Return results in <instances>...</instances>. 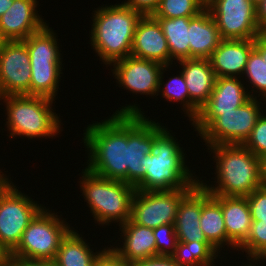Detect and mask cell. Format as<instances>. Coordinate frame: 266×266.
Instances as JSON below:
<instances>
[{
  "mask_svg": "<svg viewBox=\"0 0 266 266\" xmlns=\"http://www.w3.org/2000/svg\"><path fill=\"white\" fill-rule=\"evenodd\" d=\"M189 92V121H194L213 92L216 75L209 59L188 58L177 61Z\"/></svg>",
  "mask_w": 266,
  "mask_h": 266,
  "instance_id": "5bb4252c",
  "label": "cell"
},
{
  "mask_svg": "<svg viewBox=\"0 0 266 266\" xmlns=\"http://www.w3.org/2000/svg\"><path fill=\"white\" fill-rule=\"evenodd\" d=\"M241 80L239 77L216 78L213 92L199 113H228L247 102L251 98L249 85L244 86Z\"/></svg>",
  "mask_w": 266,
  "mask_h": 266,
  "instance_id": "ffe728a7",
  "label": "cell"
},
{
  "mask_svg": "<svg viewBox=\"0 0 266 266\" xmlns=\"http://www.w3.org/2000/svg\"><path fill=\"white\" fill-rule=\"evenodd\" d=\"M5 103L6 127L9 138L23 136L29 139L56 137L62 127L61 120L51 106L53 99L33 95H11L0 97Z\"/></svg>",
  "mask_w": 266,
  "mask_h": 266,
  "instance_id": "8992f818",
  "label": "cell"
},
{
  "mask_svg": "<svg viewBox=\"0 0 266 266\" xmlns=\"http://www.w3.org/2000/svg\"><path fill=\"white\" fill-rule=\"evenodd\" d=\"M254 48L261 54L266 62V32H261L254 39Z\"/></svg>",
  "mask_w": 266,
  "mask_h": 266,
  "instance_id": "60d3db41",
  "label": "cell"
},
{
  "mask_svg": "<svg viewBox=\"0 0 266 266\" xmlns=\"http://www.w3.org/2000/svg\"><path fill=\"white\" fill-rule=\"evenodd\" d=\"M8 42V40L4 37L1 29H0V50L3 48V46Z\"/></svg>",
  "mask_w": 266,
  "mask_h": 266,
  "instance_id": "bcb514c9",
  "label": "cell"
},
{
  "mask_svg": "<svg viewBox=\"0 0 266 266\" xmlns=\"http://www.w3.org/2000/svg\"><path fill=\"white\" fill-rule=\"evenodd\" d=\"M251 97L240 107L228 113H199L191 122L194 131L208 146L243 145L251 135L258 118L262 115L263 103ZM261 104V105H260Z\"/></svg>",
  "mask_w": 266,
  "mask_h": 266,
  "instance_id": "52a82bcc",
  "label": "cell"
},
{
  "mask_svg": "<svg viewBox=\"0 0 266 266\" xmlns=\"http://www.w3.org/2000/svg\"><path fill=\"white\" fill-rule=\"evenodd\" d=\"M38 3L37 0H14L0 17V29L8 41H23L47 25L36 9Z\"/></svg>",
  "mask_w": 266,
  "mask_h": 266,
  "instance_id": "2e32d148",
  "label": "cell"
},
{
  "mask_svg": "<svg viewBox=\"0 0 266 266\" xmlns=\"http://www.w3.org/2000/svg\"><path fill=\"white\" fill-rule=\"evenodd\" d=\"M119 227L123 246L116 245L115 248L110 245L119 257L129 263L156 257V241L152 228L138 225L131 219Z\"/></svg>",
  "mask_w": 266,
  "mask_h": 266,
  "instance_id": "ac0fdd59",
  "label": "cell"
},
{
  "mask_svg": "<svg viewBox=\"0 0 266 266\" xmlns=\"http://www.w3.org/2000/svg\"><path fill=\"white\" fill-rule=\"evenodd\" d=\"M243 145L262 161L266 159V114L262 112Z\"/></svg>",
  "mask_w": 266,
  "mask_h": 266,
  "instance_id": "836d02e7",
  "label": "cell"
},
{
  "mask_svg": "<svg viewBox=\"0 0 266 266\" xmlns=\"http://www.w3.org/2000/svg\"><path fill=\"white\" fill-rule=\"evenodd\" d=\"M213 154L217 184L199 183L211 194L246 197L263 185V161L244 145L208 146Z\"/></svg>",
  "mask_w": 266,
  "mask_h": 266,
  "instance_id": "3957f363",
  "label": "cell"
},
{
  "mask_svg": "<svg viewBox=\"0 0 266 266\" xmlns=\"http://www.w3.org/2000/svg\"><path fill=\"white\" fill-rule=\"evenodd\" d=\"M0 266H11L10 259L8 258L2 265Z\"/></svg>",
  "mask_w": 266,
  "mask_h": 266,
  "instance_id": "f907efd6",
  "label": "cell"
},
{
  "mask_svg": "<svg viewBox=\"0 0 266 266\" xmlns=\"http://www.w3.org/2000/svg\"><path fill=\"white\" fill-rule=\"evenodd\" d=\"M244 75L252 87V92H248L250 97L257 98L258 96L259 98L261 96L259 100L265 101L264 104H266V62L255 48L249 54ZM253 92L256 93L255 95L259 94L255 96Z\"/></svg>",
  "mask_w": 266,
  "mask_h": 266,
  "instance_id": "4dcf8cb0",
  "label": "cell"
},
{
  "mask_svg": "<svg viewBox=\"0 0 266 266\" xmlns=\"http://www.w3.org/2000/svg\"><path fill=\"white\" fill-rule=\"evenodd\" d=\"M79 181L82 196L98 225L119 222V226L131 219L132 200L136 188L120 180H111L82 170Z\"/></svg>",
  "mask_w": 266,
  "mask_h": 266,
  "instance_id": "5b68a950",
  "label": "cell"
},
{
  "mask_svg": "<svg viewBox=\"0 0 266 266\" xmlns=\"http://www.w3.org/2000/svg\"><path fill=\"white\" fill-rule=\"evenodd\" d=\"M263 260L266 261V247L254 258V261H256L257 263H261V264L262 262L260 261H263Z\"/></svg>",
  "mask_w": 266,
  "mask_h": 266,
  "instance_id": "f6af8a7d",
  "label": "cell"
},
{
  "mask_svg": "<svg viewBox=\"0 0 266 266\" xmlns=\"http://www.w3.org/2000/svg\"><path fill=\"white\" fill-rule=\"evenodd\" d=\"M221 40L217 24L207 8L190 19V58L209 59Z\"/></svg>",
  "mask_w": 266,
  "mask_h": 266,
  "instance_id": "44dd1931",
  "label": "cell"
},
{
  "mask_svg": "<svg viewBox=\"0 0 266 266\" xmlns=\"http://www.w3.org/2000/svg\"><path fill=\"white\" fill-rule=\"evenodd\" d=\"M120 108L108 119L85 127L82 139L89 152L86 168L135 187L144 178V157L151 153L154 121L135 103Z\"/></svg>",
  "mask_w": 266,
  "mask_h": 266,
  "instance_id": "6da1fadb",
  "label": "cell"
},
{
  "mask_svg": "<svg viewBox=\"0 0 266 266\" xmlns=\"http://www.w3.org/2000/svg\"><path fill=\"white\" fill-rule=\"evenodd\" d=\"M200 227L206 240L220 253L225 245L234 250L237 247L227 238V231L221 207V196L211 195L201 185Z\"/></svg>",
  "mask_w": 266,
  "mask_h": 266,
  "instance_id": "d6986e66",
  "label": "cell"
},
{
  "mask_svg": "<svg viewBox=\"0 0 266 266\" xmlns=\"http://www.w3.org/2000/svg\"><path fill=\"white\" fill-rule=\"evenodd\" d=\"M257 21L261 32H266V0L257 7Z\"/></svg>",
  "mask_w": 266,
  "mask_h": 266,
  "instance_id": "ab89813d",
  "label": "cell"
},
{
  "mask_svg": "<svg viewBox=\"0 0 266 266\" xmlns=\"http://www.w3.org/2000/svg\"><path fill=\"white\" fill-rule=\"evenodd\" d=\"M227 238L238 248L248 237L252 224L246 197L221 196Z\"/></svg>",
  "mask_w": 266,
  "mask_h": 266,
  "instance_id": "603a6c76",
  "label": "cell"
},
{
  "mask_svg": "<svg viewBox=\"0 0 266 266\" xmlns=\"http://www.w3.org/2000/svg\"><path fill=\"white\" fill-rule=\"evenodd\" d=\"M124 5L138 11L143 16L153 15L159 6L160 0H127Z\"/></svg>",
  "mask_w": 266,
  "mask_h": 266,
  "instance_id": "8d00e7d4",
  "label": "cell"
},
{
  "mask_svg": "<svg viewBox=\"0 0 266 266\" xmlns=\"http://www.w3.org/2000/svg\"><path fill=\"white\" fill-rule=\"evenodd\" d=\"M246 198L252 221L266 220V186L262 185Z\"/></svg>",
  "mask_w": 266,
  "mask_h": 266,
  "instance_id": "e575fe53",
  "label": "cell"
},
{
  "mask_svg": "<svg viewBox=\"0 0 266 266\" xmlns=\"http://www.w3.org/2000/svg\"><path fill=\"white\" fill-rule=\"evenodd\" d=\"M249 260V262H247L246 264L242 262L241 266H255L256 264L258 265V263L256 261H254V259H247ZM251 261V262H250ZM253 262V263H252ZM255 262V263H254ZM249 263V264H248ZM244 264V265H243ZM256 265V266H257ZM240 266V265H239ZM261 266V265H260Z\"/></svg>",
  "mask_w": 266,
  "mask_h": 266,
  "instance_id": "c3c4849f",
  "label": "cell"
},
{
  "mask_svg": "<svg viewBox=\"0 0 266 266\" xmlns=\"http://www.w3.org/2000/svg\"><path fill=\"white\" fill-rule=\"evenodd\" d=\"M219 254L208 241H178L171 257L180 266H215Z\"/></svg>",
  "mask_w": 266,
  "mask_h": 266,
  "instance_id": "4316f807",
  "label": "cell"
},
{
  "mask_svg": "<svg viewBox=\"0 0 266 266\" xmlns=\"http://www.w3.org/2000/svg\"><path fill=\"white\" fill-rule=\"evenodd\" d=\"M191 18H156L166 37L172 60L179 61L190 58L189 21Z\"/></svg>",
  "mask_w": 266,
  "mask_h": 266,
  "instance_id": "484cf974",
  "label": "cell"
},
{
  "mask_svg": "<svg viewBox=\"0 0 266 266\" xmlns=\"http://www.w3.org/2000/svg\"><path fill=\"white\" fill-rule=\"evenodd\" d=\"M45 206L31 220L9 257L54 260L62 240L72 230L66 220ZM66 222V223H65Z\"/></svg>",
  "mask_w": 266,
  "mask_h": 266,
  "instance_id": "ba28073f",
  "label": "cell"
},
{
  "mask_svg": "<svg viewBox=\"0 0 266 266\" xmlns=\"http://www.w3.org/2000/svg\"><path fill=\"white\" fill-rule=\"evenodd\" d=\"M222 39H255L260 33L251 0H207Z\"/></svg>",
  "mask_w": 266,
  "mask_h": 266,
  "instance_id": "30bf717a",
  "label": "cell"
},
{
  "mask_svg": "<svg viewBox=\"0 0 266 266\" xmlns=\"http://www.w3.org/2000/svg\"><path fill=\"white\" fill-rule=\"evenodd\" d=\"M206 0H160L154 18L195 17L206 9Z\"/></svg>",
  "mask_w": 266,
  "mask_h": 266,
  "instance_id": "f1b7e54d",
  "label": "cell"
},
{
  "mask_svg": "<svg viewBox=\"0 0 266 266\" xmlns=\"http://www.w3.org/2000/svg\"><path fill=\"white\" fill-rule=\"evenodd\" d=\"M131 266H180L171 256H157L131 263Z\"/></svg>",
  "mask_w": 266,
  "mask_h": 266,
  "instance_id": "74e56055",
  "label": "cell"
},
{
  "mask_svg": "<svg viewBox=\"0 0 266 266\" xmlns=\"http://www.w3.org/2000/svg\"><path fill=\"white\" fill-rule=\"evenodd\" d=\"M2 173V174H1ZM11 182L9 177L5 175L1 170H0V193L8 186V184Z\"/></svg>",
  "mask_w": 266,
  "mask_h": 266,
  "instance_id": "7bdbcfd3",
  "label": "cell"
},
{
  "mask_svg": "<svg viewBox=\"0 0 266 266\" xmlns=\"http://www.w3.org/2000/svg\"><path fill=\"white\" fill-rule=\"evenodd\" d=\"M62 70V65H31L30 95L55 100Z\"/></svg>",
  "mask_w": 266,
  "mask_h": 266,
  "instance_id": "83f0119b",
  "label": "cell"
},
{
  "mask_svg": "<svg viewBox=\"0 0 266 266\" xmlns=\"http://www.w3.org/2000/svg\"><path fill=\"white\" fill-rule=\"evenodd\" d=\"M253 49L254 39H222L209 58L216 78L244 77L247 60Z\"/></svg>",
  "mask_w": 266,
  "mask_h": 266,
  "instance_id": "e0dca14e",
  "label": "cell"
},
{
  "mask_svg": "<svg viewBox=\"0 0 266 266\" xmlns=\"http://www.w3.org/2000/svg\"><path fill=\"white\" fill-rule=\"evenodd\" d=\"M90 46L109 66L131 55L136 26L142 14L121 4L101 6L93 11Z\"/></svg>",
  "mask_w": 266,
  "mask_h": 266,
  "instance_id": "277c9868",
  "label": "cell"
},
{
  "mask_svg": "<svg viewBox=\"0 0 266 266\" xmlns=\"http://www.w3.org/2000/svg\"><path fill=\"white\" fill-rule=\"evenodd\" d=\"M266 247V220L252 221L246 240L237 248L245 251L247 259H254Z\"/></svg>",
  "mask_w": 266,
  "mask_h": 266,
  "instance_id": "1f68e13d",
  "label": "cell"
},
{
  "mask_svg": "<svg viewBox=\"0 0 266 266\" xmlns=\"http://www.w3.org/2000/svg\"><path fill=\"white\" fill-rule=\"evenodd\" d=\"M30 56L23 41H8L0 50V97L30 95Z\"/></svg>",
  "mask_w": 266,
  "mask_h": 266,
  "instance_id": "7c38bea8",
  "label": "cell"
},
{
  "mask_svg": "<svg viewBox=\"0 0 266 266\" xmlns=\"http://www.w3.org/2000/svg\"><path fill=\"white\" fill-rule=\"evenodd\" d=\"M131 56L172 65L169 47L159 21L152 15L142 16L139 20L132 44Z\"/></svg>",
  "mask_w": 266,
  "mask_h": 266,
  "instance_id": "9a60e30c",
  "label": "cell"
},
{
  "mask_svg": "<svg viewBox=\"0 0 266 266\" xmlns=\"http://www.w3.org/2000/svg\"><path fill=\"white\" fill-rule=\"evenodd\" d=\"M94 266H131V263L119 257L111 248H106L96 259Z\"/></svg>",
  "mask_w": 266,
  "mask_h": 266,
  "instance_id": "d590c367",
  "label": "cell"
},
{
  "mask_svg": "<svg viewBox=\"0 0 266 266\" xmlns=\"http://www.w3.org/2000/svg\"><path fill=\"white\" fill-rule=\"evenodd\" d=\"M173 66H164L160 78H159V88H158V95H162V97L166 98L167 102H181L180 104L183 106L182 110L185 116L189 118V92L187 89V85L185 83L183 73L179 72V75L173 76L169 78V80L164 84L163 76L166 69L171 68ZM165 70V71H164ZM163 86V87H162ZM160 93V94H159Z\"/></svg>",
  "mask_w": 266,
  "mask_h": 266,
  "instance_id": "f546056e",
  "label": "cell"
},
{
  "mask_svg": "<svg viewBox=\"0 0 266 266\" xmlns=\"http://www.w3.org/2000/svg\"><path fill=\"white\" fill-rule=\"evenodd\" d=\"M11 266H56L54 260L9 257Z\"/></svg>",
  "mask_w": 266,
  "mask_h": 266,
  "instance_id": "f35d334b",
  "label": "cell"
},
{
  "mask_svg": "<svg viewBox=\"0 0 266 266\" xmlns=\"http://www.w3.org/2000/svg\"><path fill=\"white\" fill-rule=\"evenodd\" d=\"M57 41L56 33L49 24L23 40L30 56V65H63Z\"/></svg>",
  "mask_w": 266,
  "mask_h": 266,
  "instance_id": "d4e9b609",
  "label": "cell"
},
{
  "mask_svg": "<svg viewBox=\"0 0 266 266\" xmlns=\"http://www.w3.org/2000/svg\"><path fill=\"white\" fill-rule=\"evenodd\" d=\"M253 4L257 7L260 3H262L264 0H251Z\"/></svg>",
  "mask_w": 266,
  "mask_h": 266,
  "instance_id": "681fc988",
  "label": "cell"
},
{
  "mask_svg": "<svg viewBox=\"0 0 266 266\" xmlns=\"http://www.w3.org/2000/svg\"><path fill=\"white\" fill-rule=\"evenodd\" d=\"M201 184L198 183L180 202L174 227L180 242L207 241L200 227Z\"/></svg>",
  "mask_w": 266,
  "mask_h": 266,
  "instance_id": "7402d4cb",
  "label": "cell"
},
{
  "mask_svg": "<svg viewBox=\"0 0 266 266\" xmlns=\"http://www.w3.org/2000/svg\"><path fill=\"white\" fill-rule=\"evenodd\" d=\"M156 241V257L172 256L178 242L174 224H164L153 229Z\"/></svg>",
  "mask_w": 266,
  "mask_h": 266,
  "instance_id": "d6a6232c",
  "label": "cell"
},
{
  "mask_svg": "<svg viewBox=\"0 0 266 266\" xmlns=\"http://www.w3.org/2000/svg\"><path fill=\"white\" fill-rule=\"evenodd\" d=\"M112 74L119 87L133 94L158 96L159 78L163 64L127 56L113 64Z\"/></svg>",
  "mask_w": 266,
  "mask_h": 266,
  "instance_id": "4fadbf2b",
  "label": "cell"
},
{
  "mask_svg": "<svg viewBox=\"0 0 266 266\" xmlns=\"http://www.w3.org/2000/svg\"><path fill=\"white\" fill-rule=\"evenodd\" d=\"M9 258V253L0 245V265Z\"/></svg>",
  "mask_w": 266,
  "mask_h": 266,
  "instance_id": "ee69618b",
  "label": "cell"
},
{
  "mask_svg": "<svg viewBox=\"0 0 266 266\" xmlns=\"http://www.w3.org/2000/svg\"><path fill=\"white\" fill-rule=\"evenodd\" d=\"M43 206L19 191L12 181L0 193V245L9 254L17 247L23 232Z\"/></svg>",
  "mask_w": 266,
  "mask_h": 266,
  "instance_id": "9c48e42d",
  "label": "cell"
},
{
  "mask_svg": "<svg viewBox=\"0 0 266 266\" xmlns=\"http://www.w3.org/2000/svg\"><path fill=\"white\" fill-rule=\"evenodd\" d=\"M263 185L266 186V159L263 160Z\"/></svg>",
  "mask_w": 266,
  "mask_h": 266,
  "instance_id": "7dc6e473",
  "label": "cell"
},
{
  "mask_svg": "<svg viewBox=\"0 0 266 266\" xmlns=\"http://www.w3.org/2000/svg\"><path fill=\"white\" fill-rule=\"evenodd\" d=\"M191 190H136L132 200L131 220L152 229L164 224H174L179 204Z\"/></svg>",
  "mask_w": 266,
  "mask_h": 266,
  "instance_id": "8fae6325",
  "label": "cell"
},
{
  "mask_svg": "<svg viewBox=\"0 0 266 266\" xmlns=\"http://www.w3.org/2000/svg\"><path fill=\"white\" fill-rule=\"evenodd\" d=\"M170 132L168 128L154 121L151 153L144 157V178L135 186L136 190L193 189L199 183V177L193 176L185 163V149L181 148L176 141L178 139Z\"/></svg>",
  "mask_w": 266,
  "mask_h": 266,
  "instance_id": "7a4b0ae2",
  "label": "cell"
},
{
  "mask_svg": "<svg viewBox=\"0 0 266 266\" xmlns=\"http://www.w3.org/2000/svg\"><path fill=\"white\" fill-rule=\"evenodd\" d=\"M83 238L73 227L57 250L54 259L56 266H94L96 259L107 247L94 253Z\"/></svg>",
  "mask_w": 266,
  "mask_h": 266,
  "instance_id": "cb8c5ba5",
  "label": "cell"
},
{
  "mask_svg": "<svg viewBox=\"0 0 266 266\" xmlns=\"http://www.w3.org/2000/svg\"><path fill=\"white\" fill-rule=\"evenodd\" d=\"M14 0H0V17L13 5Z\"/></svg>",
  "mask_w": 266,
  "mask_h": 266,
  "instance_id": "b9f144b4",
  "label": "cell"
}]
</instances>
